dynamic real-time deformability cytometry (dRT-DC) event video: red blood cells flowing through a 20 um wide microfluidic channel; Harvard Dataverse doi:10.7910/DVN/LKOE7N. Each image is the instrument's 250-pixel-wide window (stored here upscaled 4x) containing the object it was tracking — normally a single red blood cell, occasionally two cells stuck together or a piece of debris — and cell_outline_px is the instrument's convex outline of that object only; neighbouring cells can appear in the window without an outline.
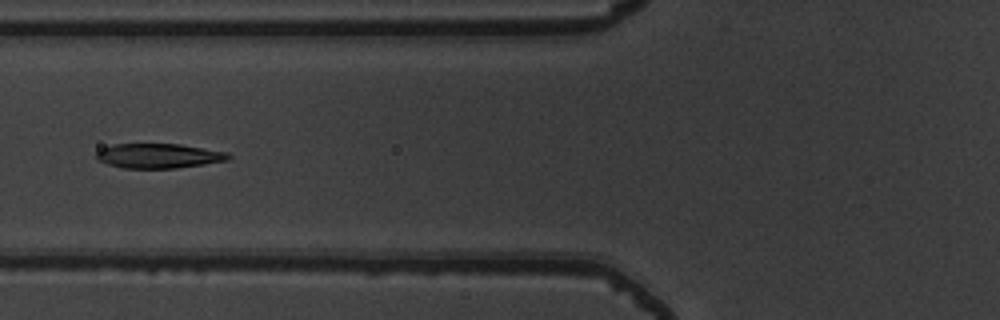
{"species": "common noctule bat (a hibernating species)", "species_latin": "Nyctalus noctula", "temperature_condition": "warm", "stored_images_in_passage": 14, "camera_frame_rate_fps": 3000, "um_per_image_px": 0.085, "animal": {"sex": "male", "body_mass_g": 19.5, "forearm_length_mm": 54.6}, "frame": {"image": 1, "passage_image": 12, "time_ms": 3.667, "image_size_px": [1000, 320], "cell_outline_px": [[232, 156], [228, 160], [204, 164], [176, 168], [124, 168], [108, 164], [96, 160], [96, 152], [112, 144], [180, 144], [228, 152]], "centroid_in_image_um": [13.49, 13.24], "position_along_channel_um": 112.3, "area_um2": 18.96}}